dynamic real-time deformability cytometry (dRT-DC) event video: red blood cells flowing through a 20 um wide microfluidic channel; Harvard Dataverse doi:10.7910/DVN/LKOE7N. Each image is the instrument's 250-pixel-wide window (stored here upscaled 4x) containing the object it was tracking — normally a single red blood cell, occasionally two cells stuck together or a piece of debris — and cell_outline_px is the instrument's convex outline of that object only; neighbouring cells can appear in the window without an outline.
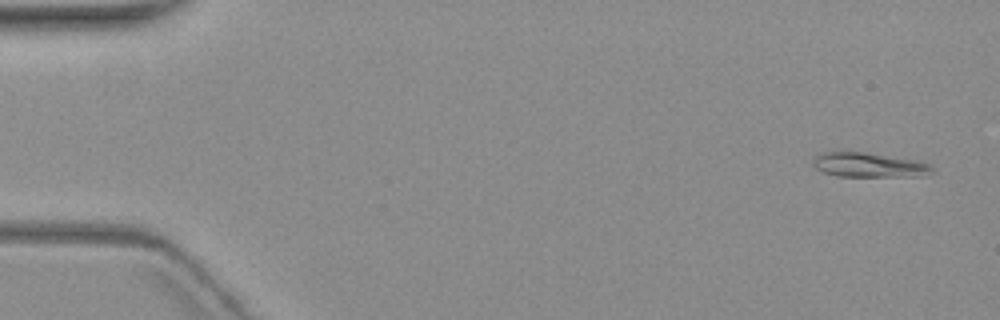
{"species": "common noctule bat (a hibernating species)", "species_latin": "Nyctalus noctula", "temperature_condition": "warm", "stored_images_in_passage": 5, "camera_frame_rate_fps": 3000, "um_per_image_px": 0.085, "animal": {"sex": "female", "body_mass_g": 19.3, "forearm_length_mm": 54.1}, "frame": {"image": 1, "passage_image": 1, "time_ms": 0.0, "image_size_px": [1000, 320], "cell_outline_px": [[936, 172], [924, 176], [836, 176], [824, 172], [816, 168], [812, 164], [812, 160], [816, 156], [824, 152], [840, 148], [924, 160], [932, 164], [936, 168]], "centroid_in_image_um": [73.94, 13.97], "position_along_channel_um": 11.1, "area_um2": 18.26}}
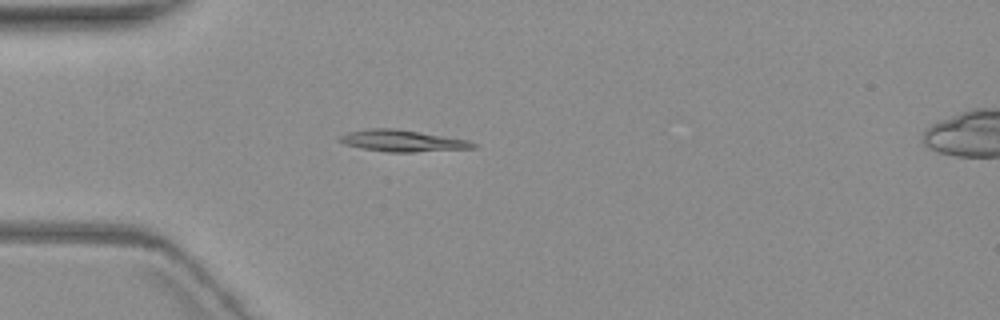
{"frame": {"image": 2, "passage_image": 5, "time_ms": 4.667, "image_size_px": [1000, 320], "cell_outline_px": [[476, 148], [412, 152], [388, 152], [364, 148], [344, 144], [340, 140], [340, 136], [348, 132], [372, 128], [396, 128], [468, 140], [476, 144]], "centroid_in_image_um": [34.23, 11.96], "position_along_channel_um": 50.8, "area_um2": 16.53}}